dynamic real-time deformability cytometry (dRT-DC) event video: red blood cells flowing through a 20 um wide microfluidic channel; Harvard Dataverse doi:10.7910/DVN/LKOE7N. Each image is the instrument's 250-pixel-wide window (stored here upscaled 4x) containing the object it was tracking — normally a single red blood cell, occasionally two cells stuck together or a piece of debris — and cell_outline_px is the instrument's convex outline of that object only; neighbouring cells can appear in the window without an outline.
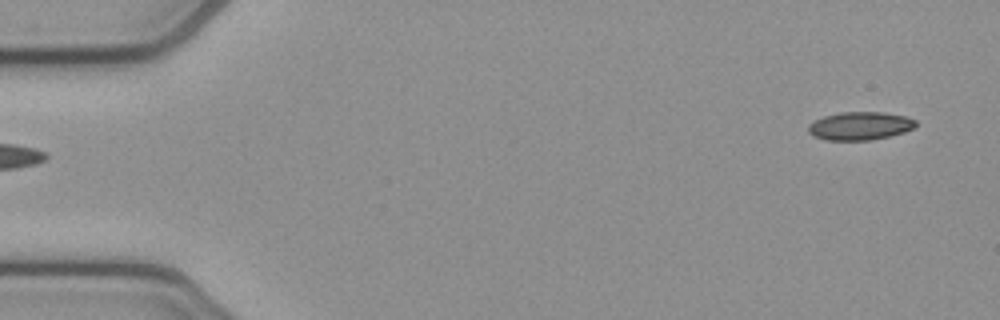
{"species": "common noctule bat (a hibernating species)", "species_latin": "Nyctalus noctula", "temperature_condition": "cold", "stored_images_in_passage": 6, "segment_of_instrument_passage": [2, 2], "camera_frame_rate_fps": 3000, "um_per_image_px": 0.085, "animal": {"sex": "female", "body_mass_g": 21.9}, "frame": {"image": 1, "passage_image": 6, "time_ms": 1.667, "image_size_px": [1000, 320], "cell_outline_px": [[916, 128], [904, 132], [872, 140], [828, 140], [812, 136], [808, 132], [808, 124], [824, 116], [840, 112], [884, 112], [904, 116], [916, 120]], "centroid_in_image_um": [73.1, 10.7], "position_along_channel_um": 11.9, "area_um2": 17.69}}